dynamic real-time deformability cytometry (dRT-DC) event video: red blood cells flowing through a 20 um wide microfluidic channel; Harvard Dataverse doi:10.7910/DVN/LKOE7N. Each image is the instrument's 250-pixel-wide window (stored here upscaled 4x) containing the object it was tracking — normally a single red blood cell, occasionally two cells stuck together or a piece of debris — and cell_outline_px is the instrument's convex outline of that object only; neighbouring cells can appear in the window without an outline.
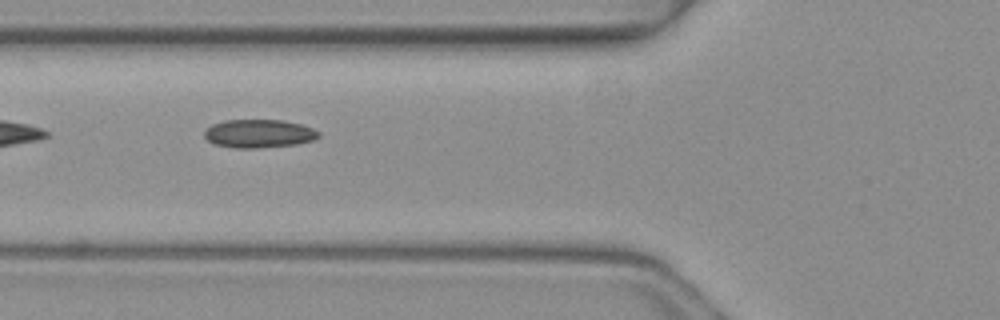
{"species": "common noctule bat (a hibernating species)", "species_latin": "Nyctalus noctula", "temperature_condition": "warm", "stored_images_in_passage": 7, "camera_frame_rate_fps": 3000, "um_per_image_px": 0.085, "animal": {"sex": "female", "body_mass_g": 19.3, "forearm_length_mm": 54.1}, "frame": {"image": 1, "passage_image": 5, "time_ms": 1.333, "image_size_px": [1000, 320], "cell_outline_px": [[320, 136], [312, 140], [296, 144], [256, 148], [236, 148], [216, 144], [208, 140], [204, 136], [204, 128], [212, 124], [224, 120], [284, 120], [300, 124], [312, 128], [320, 132]], "centroid_in_image_um": [21.98, 11.34], "position_along_channel_um": 103.8, "area_um2": 18.84}}
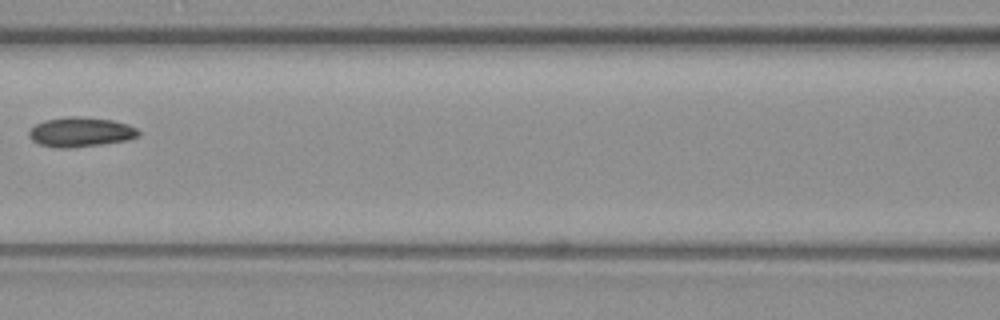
{"frame": {"image": 2, "passage_image": 6, "time_ms": 1.667, "image_size_px": [1000, 320], "cell_outline_px": [[140, 136], [128, 140], [100, 144], [68, 148], [56, 148], [40, 144], [32, 140], [28, 136], [28, 132], [36, 124], [44, 120], [68, 116], [76, 116], [112, 120], [128, 124], [136, 128], [140, 132]], "centroid_in_image_um": [6.85, 11.22], "position_along_channel_um": 159.7, "area_um2": 18.9}}
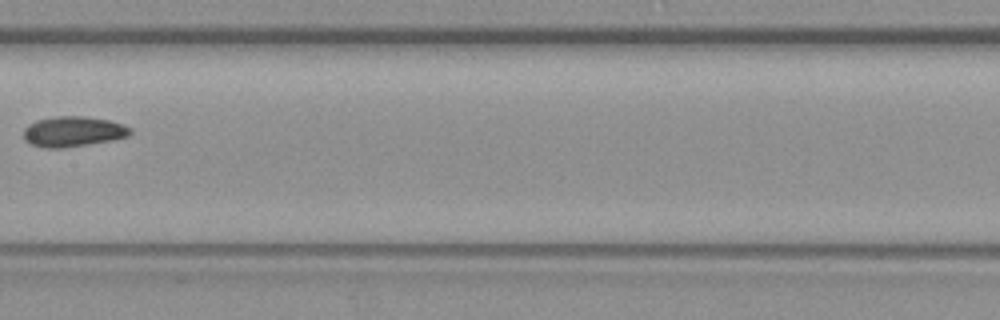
{"frame": {"image": 3, "passage_image": 7, "time_ms": 2.0, "image_size_px": [1000, 320], "cell_outline_px": [[132, 132], [128, 136], [112, 140], [64, 148], [44, 148], [32, 144], [24, 140], [24, 128], [28, 124], [36, 120], [56, 116], [84, 116], [108, 120], [124, 124], [132, 128]], "centroid_in_image_um": [6.21, 11.18], "position_along_channel_um": 201.2, "area_um2": 18.96}}